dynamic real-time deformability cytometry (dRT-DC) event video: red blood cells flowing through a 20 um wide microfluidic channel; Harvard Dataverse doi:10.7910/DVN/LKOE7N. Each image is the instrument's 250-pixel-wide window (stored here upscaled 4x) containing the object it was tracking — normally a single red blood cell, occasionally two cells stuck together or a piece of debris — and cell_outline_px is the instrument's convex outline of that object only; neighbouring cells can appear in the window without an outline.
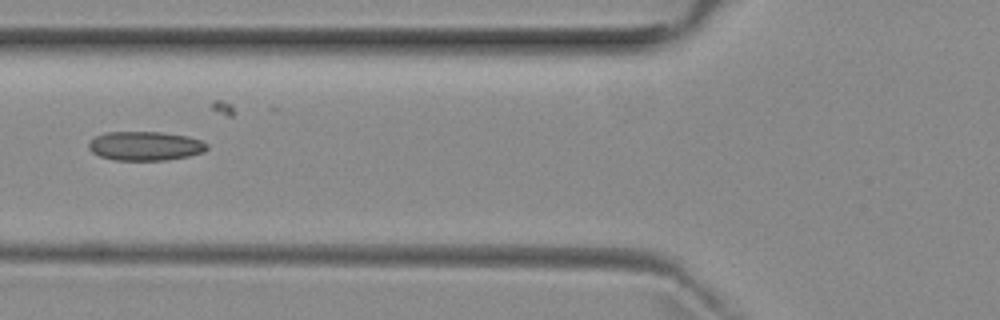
{"species": "common noctule bat (a hibernating species)", "species_latin": "Nyctalus noctula", "temperature_condition": "room temperature", "stored_images_in_passage": 6, "camera_frame_rate_fps": 3000, "um_per_image_px": 0.085, "animal": {"sex": "female", "body_mass_g": 29.2, "forearm_length_mm": 56.3}, "frame": {"image": 1, "passage_image": 6, "time_ms": 5.667, "image_size_px": [1000, 320], "cell_outline_px": [[208, 148], [204, 152], [188, 156], [164, 160], [116, 160], [100, 156], [92, 152], [88, 148], [88, 144], [96, 136], [104, 132], [160, 132], [188, 136], [200, 140], [208, 144]], "centroid_in_image_um": [12.35, 12.4], "position_along_channel_um": 113.5, "area_um2": 20.0}}